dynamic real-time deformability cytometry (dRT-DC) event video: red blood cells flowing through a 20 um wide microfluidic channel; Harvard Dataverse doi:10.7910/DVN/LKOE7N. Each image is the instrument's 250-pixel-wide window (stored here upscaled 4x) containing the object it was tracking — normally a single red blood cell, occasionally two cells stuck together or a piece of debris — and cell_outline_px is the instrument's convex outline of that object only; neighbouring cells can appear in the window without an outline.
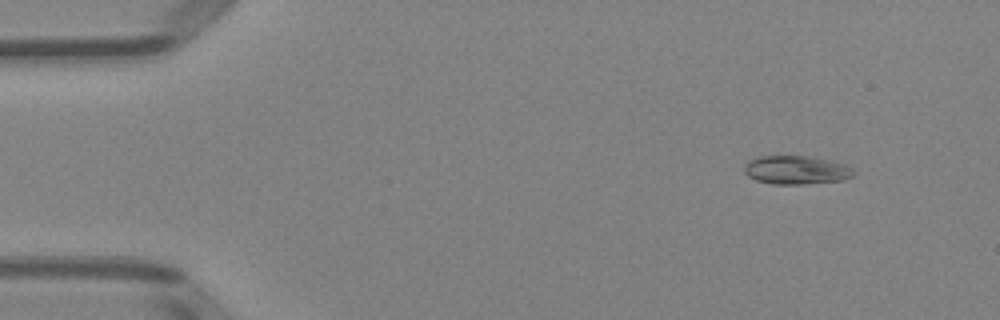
{"species": "Egyptian fruit bat (a non-hibernating species)", "species_latin": "Rousettus aegyptiacus", "temperature_condition": "room temperature", "stored_images_in_passage": 7, "camera_frame_rate_fps": 3000, "um_per_image_px": 0.085, "animal": {"sex": "female"}, "frame": {"image": 1, "passage_image": 2, "time_ms": 1.0, "image_size_px": [1000, 320], "cell_outline_px": [[856, 172], [852, 176], [844, 180], [800, 184], [772, 184], [756, 180], [748, 176], [744, 172], [744, 164], [748, 160], [756, 156], [808, 156], [832, 160], [844, 164], [852, 168]], "centroid_in_image_um": [67.66, 14.44], "position_along_channel_um": 17.3, "area_um2": 18.38}}
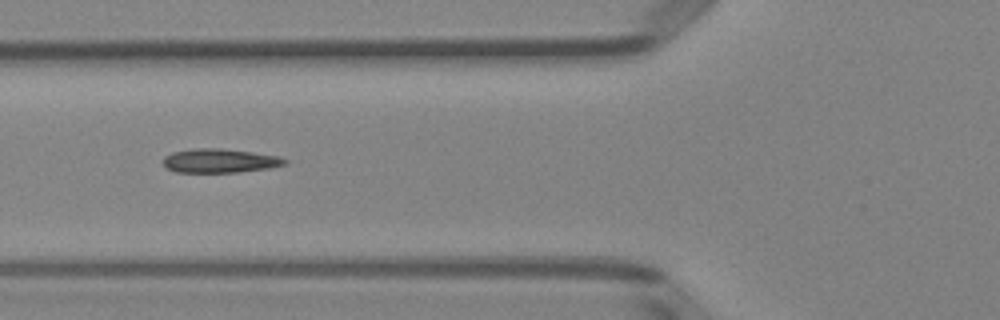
{"frame": {"image": 2, "passage_image": 6, "time_ms": 5.667, "image_size_px": [1000, 320], "cell_outline_px": [[288, 164], [272, 168], [240, 172], [176, 172], [164, 168], [160, 160], [164, 156], [172, 152], [192, 148], [220, 148], [252, 152], [280, 156], [288, 160]], "centroid_in_image_um": [18.66, 13.66], "position_along_channel_um": 107.1, "area_um2": 17.46}}
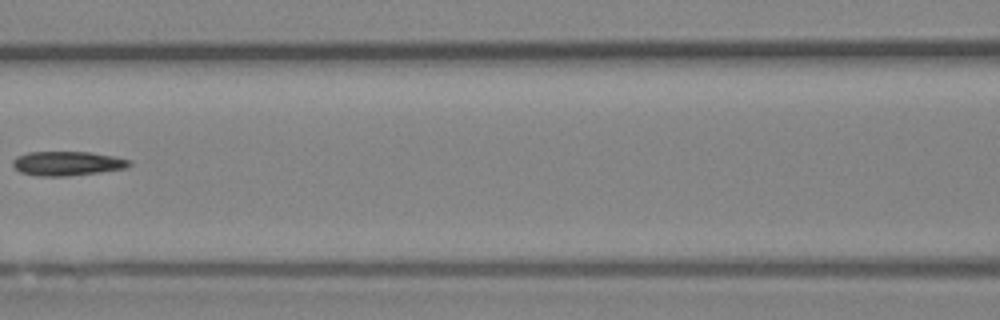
{"frame": {"image": 3, "passage_image": 7, "time_ms": 7.0, "image_size_px": [1000, 320], "cell_outline_px": [[132, 164], [128, 168], [100, 172], [68, 176], [36, 176], [20, 172], [12, 164], [12, 160], [16, 156], [28, 152], [88, 152], [112, 156], [132, 160]], "centroid_in_image_um": [5.73, 13.89], "position_along_channel_um": 160.9, "area_um2": 16.59}}